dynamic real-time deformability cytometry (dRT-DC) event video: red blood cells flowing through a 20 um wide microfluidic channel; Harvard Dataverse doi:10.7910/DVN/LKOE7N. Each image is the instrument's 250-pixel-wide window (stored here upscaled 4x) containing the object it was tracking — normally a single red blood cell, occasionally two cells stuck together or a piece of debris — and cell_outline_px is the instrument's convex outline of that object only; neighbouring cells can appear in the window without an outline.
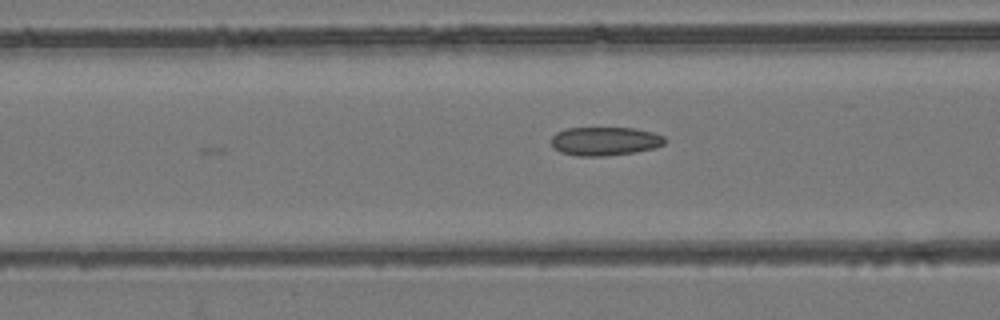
{"species": "common noctule bat (a hibernating species)", "species_latin": "Nyctalus noctula", "temperature_condition": "room temperature", "stored_images_in_passage": 5, "camera_frame_rate_fps": 3000, "um_per_image_px": 0.085, "animal": {"sex": "female", "body_mass_g": 24.6, "forearm_length_mm": 56.2}, "frame": {"image": 1, "passage_image": 5, "time_ms": 1.333, "image_size_px": [1000, 320], "cell_outline_px": [[668, 140], [664, 144], [656, 148], [636, 152], [604, 156], [576, 156], [560, 152], [552, 148], [552, 136], [556, 132], [564, 128], [632, 128], [652, 132], [664, 136]], "centroid_in_image_um": [51.42, 12.0], "position_along_channel_um": 115.2, "area_um2": 19.19}}